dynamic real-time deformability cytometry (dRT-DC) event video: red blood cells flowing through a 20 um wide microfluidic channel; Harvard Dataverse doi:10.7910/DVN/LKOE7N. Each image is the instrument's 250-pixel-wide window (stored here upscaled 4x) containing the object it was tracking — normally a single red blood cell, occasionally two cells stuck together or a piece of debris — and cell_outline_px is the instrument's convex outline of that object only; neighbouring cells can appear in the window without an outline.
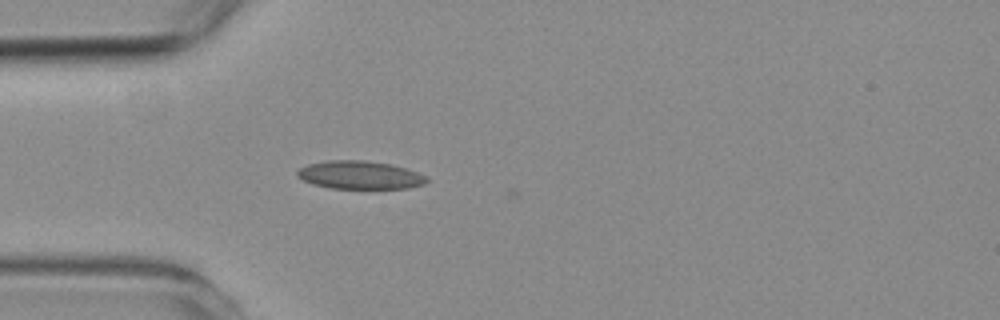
{"species": "common noctule bat (a hibernating species)", "species_latin": "Nyctalus noctula", "temperature_condition": "room temperature", "stored_images_in_passage": 40, "camera_frame_rate_fps": 3000, "um_per_image_px": 0.085, "animal": {"sex": "female", "body_mass_g": 19.3, "forearm_length_mm": 54.1}, "frame": {"image": 1, "passage_image": 1, "time_ms": 0.0, "image_size_px": [1000, 320], "cell_outline_px": [[428, 180], [424, 184], [408, 188], [328, 188], [312, 184], [296, 176], [296, 172], [300, 168], [308, 164], [328, 160], [364, 160], [392, 164], [428, 176]], "centroid_in_image_um": [30.57, 14.87], "position_along_channel_um": 54.4, "area_um2": 21.21}}
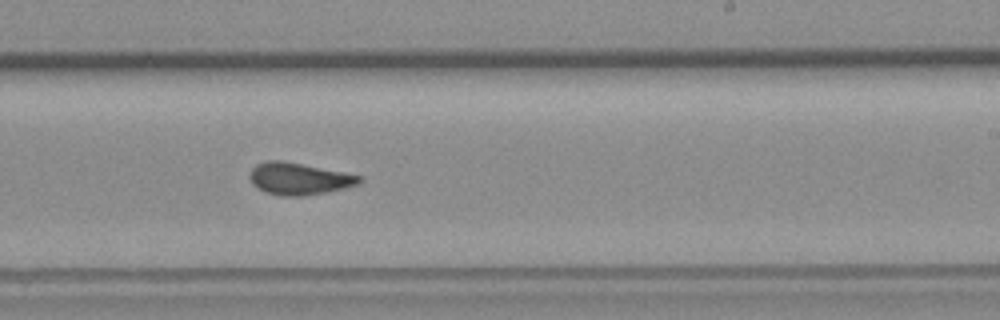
{"frame": {"image": 2, "passage_image": 18, "time_ms": 5.667, "image_size_px": [1000, 320], "cell_outline_px": [[364, 180], [360, 184], [328, 192], [304, 196], [280, 196], [264, 192], [256, 188], [252, 184], [248, 176], [248, 172], [256, 164], [268, 160], [280, 160], [344, 172], [360, 176]], "centroid_in_image_um": [25.38, 15.2], "position_along_channel_um": 263.6, "area_um2": 20.69}}
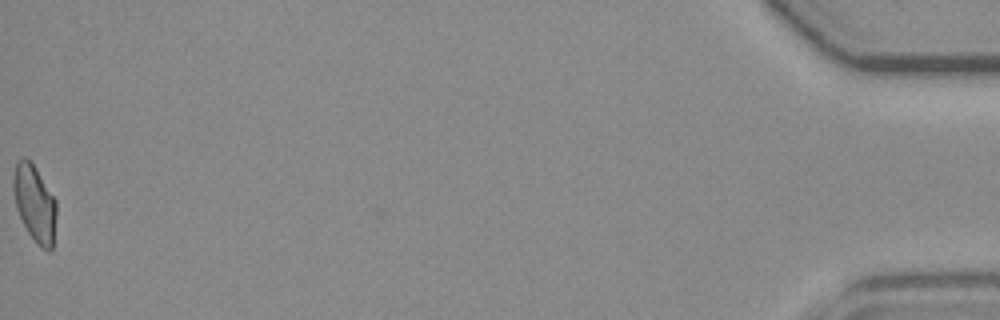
{"frame": {"image": 3, "passage_image": 40, "time_ms": 13.0, "image_size_px": [1000, 320], "cell_outline_px": [[56, 216], [52, 248], [48, 252], [40, 248], [28, 232], [16, 208], [12, 188], [12, 180], [16, 160], [24, 156], [36, 168], [56, 200]], "centroid_in_image_um": [2.93, 17.27], "position_along_channel_um": 432.3, "area_um2": 19.31}, "authors_computed_cell_mechanics": {"area_um2": 20.0855, "velocity_mm_per_s": 3.7876, "shape_relaxation_time_tau1_ms": null, "shape_relaxation_time_tau2_ms": 1.9039, "deformation_change_tau1": null, "deformation_change_tau2": 0.0814}}